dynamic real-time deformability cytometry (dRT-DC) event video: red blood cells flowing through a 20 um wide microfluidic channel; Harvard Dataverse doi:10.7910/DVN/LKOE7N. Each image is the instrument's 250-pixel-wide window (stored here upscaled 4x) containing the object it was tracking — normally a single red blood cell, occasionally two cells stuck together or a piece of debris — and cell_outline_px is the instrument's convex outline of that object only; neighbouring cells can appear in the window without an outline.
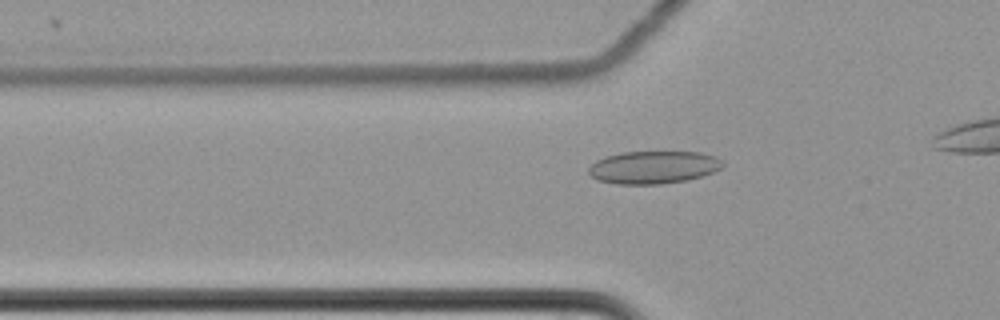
{"species": "common noctule bat (a hibernating species)", "species_latin": "Nyctalus noctula", "temperature_condition": "cold", "stored_images_in_passage": 26, "camera_frame_rate_fps": 3000, "um_per_image_px": 0.085, "animal": {"sex": "female", "body_mass_g": 22.7, "forearm_length_mm": 54.2}, "frame": {"image": 1, "passage_image": 12, "time_ms": 3.667, "image_size_px": [1000, 320], "cell_outline_px": [[724, 164], [720, 168], [712, 172], [688, 180], [660, 184], [616, 184], [596, 180], [588, 172], [588, 168], [596, 160], [604, 156], [624, 152], [700, 152], [716, 156]], "centroid_in_image_um": [55.51, 14.22], "position_along_channel_um": 70.3, "area_um2": 25.55}}
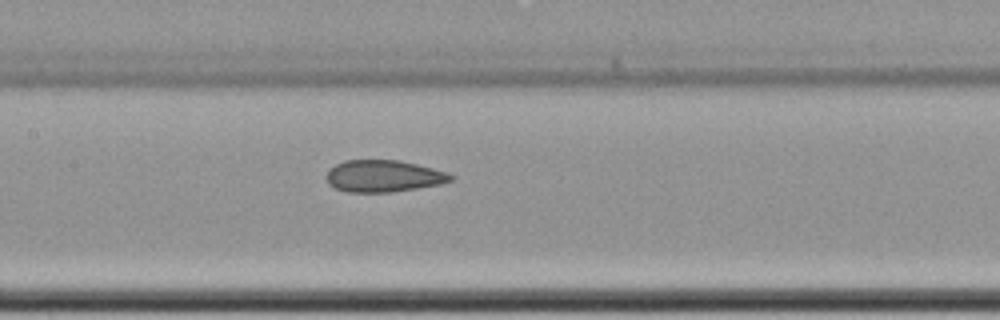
{"frame": {"image": 2, "passage_image": 21, "time_ms": 6.667, "image_size_px": [1000, 320], "cell_outline_px": [[456, 176], [452, 180], [440, 184], [392, 192], [348, 192], [336, 188], [328, 184], [324, 176], [336, 164], [344, 160], [400, 160], [448, 172]], "centroid_in_image_um": [32.6, 14.96], "position_along_channel_um": 174.8, "area_um2": 23.12}}
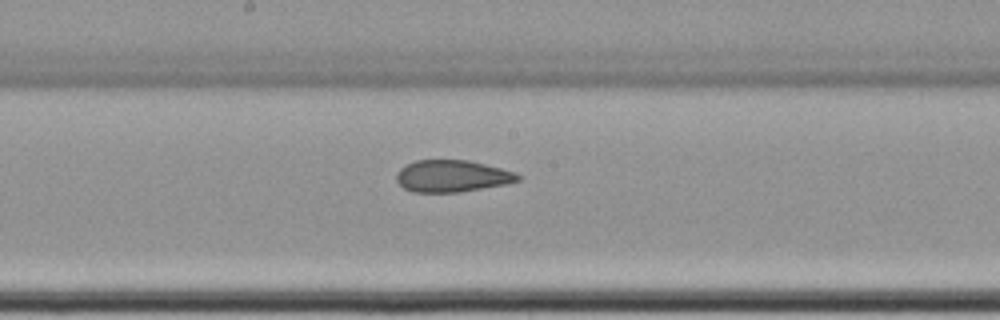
{"frame": {"image": 3, "passage_image": 24, "time_ms": 7.667, "image_size_px": [1000, 320], "cell_outline_px": [[520, 180], [504, 184], [460, 192], [412, 192], [404, 188], [396, 180], [396, 172], [400, 168], [416, 160], [468, 160], [516, 172], [520, 176]], "centroid_in_image_um": [38.4, 14.96], "position_along_channel_um": 209.8, "area_um2": 22.43}}